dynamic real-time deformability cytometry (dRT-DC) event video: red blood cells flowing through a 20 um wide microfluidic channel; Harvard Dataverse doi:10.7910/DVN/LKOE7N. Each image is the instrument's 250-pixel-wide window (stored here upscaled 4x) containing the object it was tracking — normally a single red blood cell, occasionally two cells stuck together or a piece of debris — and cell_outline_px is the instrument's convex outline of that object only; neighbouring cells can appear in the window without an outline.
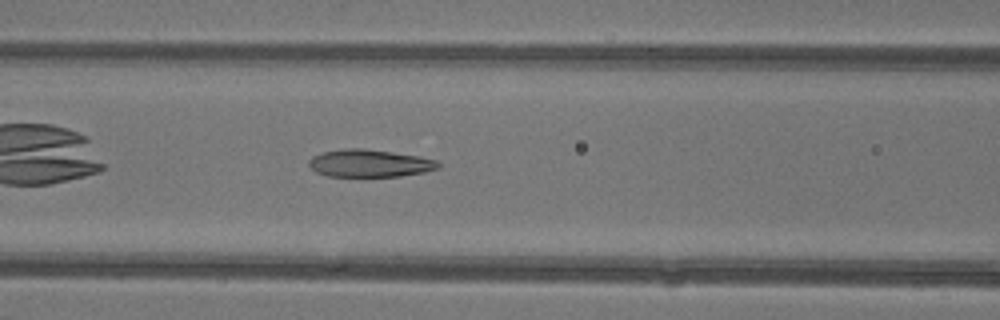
{"species": "common noctule bat (a hibernating species)", "species_latin": "Nyctalus noctula", "temperature_condition": "warm", "stored_images_in_passage": 34, "camera_frame_rate_fps": 3000, "um_per_image_px": 0.085, "animal": {"sex": "female"}, "frame": {"image": 1, "passage_image": 7, "time_ms": 2.0, "image_size_px": [1000, 320], "cell_outline_px": [[440, 168], [424, 172], [400, 176], [328, 176], [316, 172], [308, 164], [308, 160], [312, 156], [324, 152], [344, 148], [364, 148], [420, 156], [436, 160], [440, 164]], "centroid_in_image_um": [31.42, 13.87], "position_along_channel_um": 135.2, "area_um2": 20.75}}
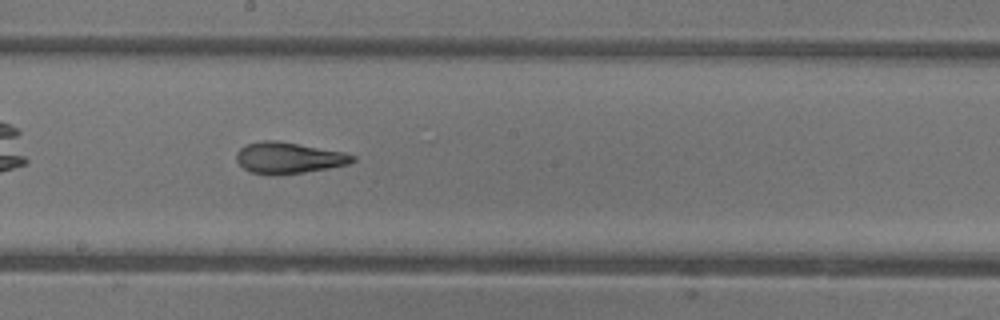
{"frame": {"image": 2, "passage_image": 13, "time_ms": 4.0, "image_size_px": [1000, 320], "cell_outline_px": [[356, 160], [348, 164], [328, 168], [304, 172], [252, 172], [244, 168], [236, 160], [236, 152], [240, 148], [248, 144], [264, 140], [276, 140], [344, 152], [356, 156]], "centroid_in_image_um": [24.57, 13.38], "position_along_channel_um": 223.6, "area_um2": 20.35}}
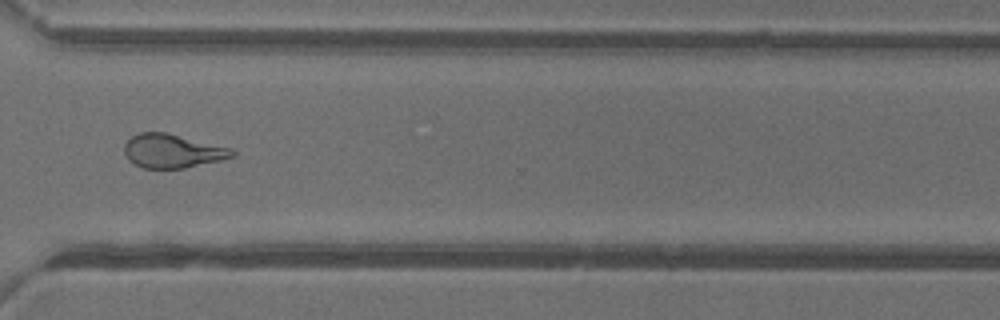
{"frame": {"image": 3, "passage_image": 22, "time_ms": 7.0, "image_size_px": [1000, 320], "cell_outline_px": [[236, 156], [220, 160], [184, 168], [144, 168], [128, 160], [124, 152], [124, 144], [132, 136], [140, 132], [164, 132], [232, 148], [236, 152]], "centroid_in_image_um": [14.66, 12.83], "position_along_channel_um": 355.9, "area_um2": 21.1}, "authors_computed_cell_mechanics": {"area_um2": 21.4149, "velocity_mm_per_s": 4.4297, "shape_relaxation_time_tau1_ms": 6.8541, "shape_relaxation_time_tau2_ms": 1.3725, "deformation_change_tau1": 0.2374, "deformation_change_tau2": 0.104}}